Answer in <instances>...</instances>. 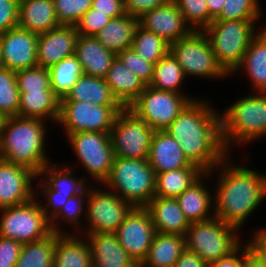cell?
I'll list each match as a JSON object with an SVG mask.
<instances>
[{
  "label": "cell",
  "instance_id": "1",
  "mask_svg": "<svg viewBox=\"0 0 266 267\" xmlns=\"http://www.w3.org/2000/svg\"><path fill=\"white\" fill-rule=\"evenodd\" d=\"M211 102L209 98L196 97L164 130L179 143L187 160L204 173L229 155L222 140L221 110Z\"/></svg>",
  "mask_w": 266,
  "mask_h": 267
},
{
  "label": "cell",
  "instance_id": "2",
  "mask_svg": "<svg viewBox=\"0 0 266 267\" xmlns=\"http://www.w3.org/2000/svg\"><path fill=\"white\" fill-rule=\"evenodd\" d=\"M233 160L229 154L208 174L213 179L218 177L212 189L215 217L241 230L249 216L264 203L266 173L248 167L245 162L236 165Z\"/></svg>",
  "mask_w": 266,
  "mask_h": 267
},
{
  "label": "cell",
  "instance_id": "3",
  "mask_svg": "<svg viewBox=\"0 0 266 267\" xmlns=\"http://www.w3.org/2000/svg\"><path fill=\"white\" fill-rule=\"evenodd\" d=\"M47 126L43 119L7 117L0 135L2 160L27 167L38 175L45 165L53 162L45 148Z\"/></svg>",
  "mask_w": 266,
  "mask_h": 267
},
{
  "label": "cell",
  "instance_id": "4",
  "mask_svg": "<svg viewBox=\"0 0 266 267\" xmlns=\"http://www.w3.org/2000/svg\"><path fill=\"white\" fill-rule=\"evenodd\" d=\"M222 140L226 151L244 147L266 137V94L253 92L238 98L220 112Z\"/></svg>",
  "mask_w": 266,
  "mask_h": 267
},
{
  "label": "cell",
  "instance_id": "5",
  "mask_svg": "<svg viewBox=\"0 0 266 267\" xmlns=\"http://www.w3.org/2000/svg\"><path fill=\"white\" fill-rule=\"evenodd\" d=\"M103 186L133 207H145L155 194L156 173L147 159L115 156L110 174Z\"/></svg>",
  "mask_w": 266,
  "mask_h": 267
},
{
  "label": "cell",
  "instance_id": "6",
  "mask_svg": "<svg viewBox=\"0 0 266 267\" xmlns=\"http://www.w3.org/2000/svg\"><path fill=\"white\" fill-rule=\"evenodd\" d=\"M261 20H213L203 32L208 37L214 55L230 75L241 63L247 47L260 29ZM256 24V25H255Z\"/></svg>",
  "mask_w": 266,
  "mask_h": 267
},
{
  "label": "cell",
  "instance_id": "7",
  "mask_svg": "<svg viewBox=\"0 0 266 267\" xmlns=\"http://www.w3.org/2000/svg\"><path fill=\"white\" fill-rule=\"evenodd\" d=\"M238 231V228L216 217L193 222L185 234L186 249L198 254L209 265L229 256L243 244Z\"/></svg>",
  "mask_w": 266,
  "mask_h": 267
},
{
  "label": "cell",
  "instance_id": "8",
  "mask_svg": "<svg viewBox=\"0 0 266 267\" xmlns=\"http://www.w3.org/2000/svg\"><path fill=\"white\" fill-rule=\"evenodd\" d=\"M170 53L182 67L187 79L191 76L198 80H224L230 77L218 63L210 41L203 31L193 30L188 36L170 44Z\"/></svg>",
  "mask_w": 266,
  "mask_h": 267
},
{
  "label": "cell",
  "instance_id": "9",
  "mask_svg": "<svg viewBox=\"0 0 266 267\" xmlns=\"http://www.w3.org/2000/svg\"><path fill=\"white\" fill-rule=\"evenodd\" d=\"M65 137L75 153L77 162L85 169V180L88 182L89 177L103 185L115 158L110 133L76 132Z\"/></svg>",
  "mask_w": 266,
  "mask_h": 267
},
{
  "label": "cell",
  "instance_id": "10",
  "mask_svg": "<svg viewBox=\"0 0 266 267\" xmlns=\"http://www.w3.org/2000/svg\"><path fill=\"white\" fill-rule=\"evenodd\" d=\"M99 187L88 186L85 227L78 234L115 233L134 208L112 190Z\"/></svg>",
  "mask_w": 266,
  "mask_h": 267
},
{
  "label": "cell",
  "instance_id": "11",
  "mask_svg": "<svg viewBox=\"0 0 266 267\" xmlns=\"http://www.w3.org/2000/svg\"><path fill=\"white\" fill-rule=\"evenodd\" d=\"M0 237L23 244L38 241L53 231L38 200L0 209Z\"/></svg>",
  "mask_w": 266,
  "mask_h": 267
},
{
  "label": "cell",
  "instance_id": "12",
  "mask_svg": "<svg viewBox=\"0 0 266 267\" xmlns=\"http://www.w3.org/2000/svg\"><path fill=\"white\" fill-rule=\"evenodd\" d=\"M196 99L190 94L162 91L146 86L139 97L128 107L154 131H164L185 106Z\"/></svg>",
  "mask_w": 266,
  "mask_h": 267
},
{
  "label": "cell",
  "instance_id": "13",
  "mask_svg": "<svg viewBox=\"0 0 266 267\" xmlns=\"http://www.w3.org/2000/svg\"><path fill=\"white\" fill-rule=\"evenodd\" d=\"M123 106H100L91 102L60 101L57 124L63 134L76 132L110 133L117 114Z\"/></svg>",
  "mask_w": 266,
  "mask_h": 267
},
{
  "label": "cell",
  "instance_id": "14",
  "mask_svg": "<svg viewBox=\"0 0 266 267\" xmlns=\"http://www.w3.org/2000/svg\"><path fill=\"white\" fill-rule=\"evenodd\" d=\"M154 130L131 110L117 114L110 138L114 155L121 158L148 159Z\"/></svg>",
  "mask_w": 266,
  "mask_h": 267
},
{
  "label": "cell",
  "instance_id": "15",
  "mask_svg": "<svg viewBox=\"0 0 266 267\" xmlns=\"http://www.w3.org/2000/svg\"><path fill=\"white\" fill-rule=\"evenodd\" d=\"M155 232L149 212L144 207H134L115 234L120 245L140 265L148 254Z\"/></svg>",
  "mask_w": 266,
  "mask_h": 267
},
{
  "label": "cell",
  "instance_id": "16",
  "mask_svg": "<svg viewBox=\"0 0 266 267\" xmlns=\"http://www.w3.org/2000/svg\"><path fill=\"white\" fill-rule=\"evenodd\" d=\"M37 174L22 165L0 161V209L19 206L35 197Z\"/></svg>",
  "mask_w": 266,
  "mask_h": 267
},
{
  "label": "cell",
  "instance_id": "17",
  "mask_svg": "<svg viewBox=\"0 0 266 267\" xmlns=\"http://www.w3.org/2000/svg\"><path fill=\"white\" fill-rule=\"evenodd\" d=\"M38 35L19 27L0 34V48L4 67L13 71L38 66Z\"/></svg>",
  "mask_w": 266,
  "mask_h": 267
},
{
  "label": "cell",
  "instance_id": "18",
  "mask_svg": "<svg viewBox=\"0 0 266 267\" xmlns=\"http://www.w3.org/2000/svg\"><path fill=\"white\" fill-rule=\"evenodd\" d=\"M139 25L172 44L188 36L193 30L186 23L174 0L144 13Z\"/></svg>",
  "mask_w": 266,
  "mask_h": 267
},
{
  "label": "cell",
  "instance_id": "19",
  "mask_svg": "<svg viewBox=\"0 0 266 267\" xmlns=\"http://www.w3.org/2000/svg\"><path fill=\"white\" fill-rule=\"evenodd\" d=\"M78 37L76 26L60 25L37 39L38 66L49 68L66 57L74 55L75 43Z\"/></svg>",
  "mask_w": 266,
  "mask_h": 267
},
{
  "label": "cell",
  "instance_id": "20",
  "mask_svg": "<svg viewBox=\"0 0 266 267\" xmlns=\"http://www.w3.org/2000/svg\"><path fill=\"white\" fill-rule=\"evenodd\" d=\"M209 179V180H208ZM213 181L208 173H204L189 188L176 197L179 207L190 223L203 222L215 217L214 192L206 183Z\"/></svg>",
  "mask_w": 266,
  "mask_h": 267
},
{
  "label": "cell",
  "instance_id": "21",
  "mask_svg": "<svg viewBox=\"0 0 266 267\" xmlns=\"http://www.w3.org/2000/svg\"><path fill=\"white\" fill-rule=\"evenodd\" d=\"M88 241L92 267H139L120 245L115 233L80 234Z\"/></svg>",
  "mask_w": 266,
  "mask_h": 267
},
{
  "label": "cell",
  "instance_id": "22",
  "mask_svg": "<svg viewBox=\"0 0 266 267\" xmlns=\"http://www.w3.org/2000/svg\"><path fill=\"white\" fill-rule=\"evenodd\" d=\"M147 160L156 174L192 165L179 143L166 131L154 132Z\"/></svg>",
  "mask_w": 266,
  "mask_h": 267
},
{
  "label": "cell",
  "instance_id": "23",
  "mask_svg": "<svg viewBox=\"0 0 266 267\" xmlns=\"http://www.w3.org/2000/svg\"><path fill=\"white\" fill-rule=\"evenodd\" d=\"M144 208L149 212L156 232L185 236L191 223L176 198L154 196Z\"/></svg>",
  "mask_w": 266,
  "mask_h": 267
},
{
  "label": "cell",
  "instance_id": "24",
  "mask_svg": "<svg viewBox=\"0 0 266 267\" xmlns=\"http://www.w3.org/2000/svg\"><path fill=\"white\" fill-rule=\"evenodd\" d=\"M74 55L81 63L84 74L105 78L116 55L106 49L95 36L78 35Z\"/></svg>",
  "mask_w": 266,
  "mask_h": 267
},
{
  "label": "cell",
  "instance_id": "25",
  "mask_svg": "<svg viewBox=\"0 0 266 267\" xmlns=\"http://www.w3.org/2000/svg\"><path fill=\"white\" fill-rule=\"evenodd\" d=\"M242 70V71H241ZM244 73L251 82L252 92L266 91V27L252 39L241 63L230 74Z\"/></svg>",
  "mask_w": 266,
  "mask_h": 267
},
{
  "label": "cell",
  "instance_id": "26",
  "mask_svg": "<svg viewBox=\"0 0 266 267\" xmlns=\"http://www.w3.org/2000/svg\"><path fill=\"white\" fill-rule=\"evenodd\" d=\"M58 26L53 0H19V28L39 35Z\"/></svg>",
  "mask_w": 266,
  "mask_h": 267
},
{
  "label": "cell",
  "instance_id": "27",
  "mask_svg": "<svg viewBox=\"0 0 266 267\" xmlns=\"http://www.w3.org/2000/svg\"><path fill=\"white\" fill-rule=\"evenodd\" d=\"M53 267H92L91 251L85 236L56 233Z\"/></svg>",
  "mask_w": 266,
  "mask_h": 267
},
{
  "label": "cell",
  "instance_id": "28",
  "mask_svg": "<svg viewBox=\"0 0 266 267\" xmlns=\"http://www.w3.org/2000/svg\"><path fill=\"white\" fill-rule=\"evenodd\" d=\"M104 79L124 108H128L146 88L143 81L129 71L117 57Z\"/></svg>",
  "mask_w": 266,
  "mask_h": 267
},
{
  "label": "cell",
  "instance_id": "29",
  "mask_svg": "<svg viewBox=\"0 0 266 267\" xmlns=\"http://www.w3.org/2000/svg\"><path fill=\"white\" fill-rule=\"evenodd\" d=\"M53 163V164H52ZM55 163V164H54ZM50 162L45 165L38 174L53 190L56 195L75 196L82 193L90 183L83 176L80 178L73 175L77 168L75 164ZM72 165L73 167H70Z\"/></svg>",
  "mask_w": 266,
  "mask_h": 267
},
{
  "label": "cell",
  "instance_id": "30",
  "mask_svg": "<svg viewBox=\"0 0 266 267\" xmlns=\"http://www.w3.org/2000/svg\"><path fill=\"white\" fill-rule=\"evenodd\" d=\"M185 249V236L155 232L148 254L139 267H174Z\"/></svg>",
  "mask_w": 266,
  "mask_h": 267
},
{
  "label": "cell",
  "instance_id": "31",
  "mask_svg": "<svg viewBox=\"0 0 266 267\" xmlns=\"http://www.w3.org/2000/svg\"><path fill=\"white\" fill-rule=\"evenodd\" d=\"M139 18L125 14L112 18L111 21L96 35L95 38L109 51L117 55L132 47V41Z\"/></svg>",
  "mask_w": 266,
  "mask_h": 267
},
{
  "label": "cell",
  "instance_id": "32",
  "mask_svg": "<svg viewBox=\"0 0 266 267\" xmlns=\"http://www.w3.org/2000/svg\"><path fill=\"white\" fill-rule=\"evenodd\" d=\"M60 101H82L100 106H122L113 95L104 78L86 74L81 75L71 92Z\"/></svg>",
  "mask_w": 266,
  "mask_h": 267
},
{
  "label": "cell",
  "instance_id": "33",
  "mask_svg": "<svg viewBox=\"0 0 266 267\" xmlns=\"http://www.w3.org/2000/svg\"><path fill=\"white\" fill-rule=\"evenodd\" d=\"M18 116L57 123L60 100L53 92H19Z\"/></svg>",
  "mask_w": 266,
  "mask_h": 267
},
{
  "label": "cell",
  "instance_id": "34",
  "mask_svg": "<svg viewBox=\"0 0 266 267\" xmlns=\"http://www.w3.org/2000/svg\"><path fill=\"white\" fill-rule=\"evenodd\" d=\"M204 172L195 165L170 170L156 174V189L154 196L161 198H176L184 190L196 182Z\"/></svg>",
  "mask_w": 266,
  "mask_h": 267
},
{
  "label": "cell",
  "instance_id": "35",
  "mask_svg": "<svg viewBox=\"0 0 266 267\" xmlns=\"http://www.w3.org/2000/svg\"><path fill=\"white\" fill-rule=\"evenodd\" d=\"M186 80L182 67L169 52L154 65L153 78L149 86L156 90L189 94L184 92L182 86Z\"/></svg>",
  "mask_w": 266,
  "mask_h": 267
},
{
  "label": "cell",
  "instance_id": "36",
  "mask_svg": "<svg viewBox=\"0 0 266 267\" xmlns=\"http://www.w3.org/2000/svg\"><path fill=\"white\" fill-rule=\"evenodd\" d=\"M51 89L62 100L72 90L77 80L84 74L81 63L75 55L64 58L48 68Z\"/></svg>",
  "mask_w": 266,
  "mask_h": 267
},
{
  "label": "cell",
  "instance_id": "37",
  "mask_svg": "<svg viewBox=\"0 0 266 267\" xmlns=\"http://www.w3.org/2000/svg\"><path fill=\"white\" fill-rule=\"evenodd\" d=\"M87 198L88 187L82 193L69 198L59 213L50 221L52 231L59 234L79 233L84 228ZM62 222L67 225L69 224L68 227L70 228L72 226V230L67 232L66 229H63Z\"/></svg>",
  "mask_w": 266,
  "mask_h": 267
},
{
  "label": "cell",
  "instance_id": "38",
  "mask_svg": "<svg viewBox=\"0 0 266 267\" xmlns=\"http://www.w3.org/2000/svg\"><path fill=\"white\" fill-rule=\"evenodd\" d=\"M56 233L23 244L15 267H53Z\"/></svg>",
  "mask_w": 266,
  "mask_h": 267
},
{
  "label": "cell",
  "instance_id": "39",
  "mask_svg": "<svg viewBox=\"0 0 266 267\" xmlns=\"http://www.w3.org/2000/svg\"><path fill=\"white\" fill-rule=\"evenodd\" d=\"M132 49L143 59L154 65L170 52V44L155 33L137 26Z\"/></svg>",
  "mask_w": 266,
  "mask_h": 267
},
{
  "label": "cell",
  "instance_id": "40",
  "mask_svg": "<svg viewBox=\"0 0 266 267\" xmlns=\"http://www.w3.org/2000/svg\"><path fill=\"white\" fill-rule=\"evenodd\" d=\"M19 97L16 71L2 68L0 70V112L6 117L18 116Z\"/></svg>",
  "mask_w": 266,
  "mask_h": 267
},
{
  "label": "cell",
  "instance_id": "41",
  "mask_svg": "<svg viewBox=\"0 0 266 267\" xmlns=\"http://www.w3.org/2000/svg\"><path fill=\"white\" fill-rule=\"evenodd\" d=\"M19 92H53L48 68L35 66L16 71Z\"/></svg>",
  "mask_w": 266,
  "mask_h": 267
},
{
  "label": "cell",
  "instance_id": "42",
  "mask_svg": "<svg viewBox=\"0 0 266 267\" xmlns=\"http://www.w3.org/2000/svg\"><path fill=\"white\" fill-rule=\"evenodd\" d=\"M259 0H225L220 15L214 20H260L263 14Z\"/></svg>",
  "mask_w": 266,
  "mask_h": 267
},
{
  "label": "cell",
  "instance_id": "43",
  "mask_svg": "<svg viewBox=\"0 0 266 267\" xmlns=\"http://www.w3.org/2000/svg\"><path fill=\"white\" fill-rule=\"evenodd\" d=\"M186 23L194 31L209 26V10L206 0H174Z\"/></svg>",
  "mask_w": 266,
  "mask_h": 267
},
{
  "label": "cell",
  "instance_id": "44",
  "mask_svg": "<svg viewBox=\"0 0 266 267\" xmlns=\"http://www.w3.org/2000/svg\"><path fill=\"white\" fill-rule=\"evenodd\" d=\"M35 198L38 200L41 209L43 210L46 217L51 221L62 209L63 205L66 201L73 196H62L56 195V191L53 190L39 175L36 176L35 179ZM45 198L44 200H39L38 198ZM44 201V202H43Z\"/></svg>",
  "mask_w": 266,
  "mask_h": 267
},
{
  "label": "cell",
  "instance_id": "45",
  "mask_svg": "<svg viewBox=\"0 0 266 267\" xmlns=\"http://www.w3.org/2000/svg\"><path fill=\"white\" fill-rule=\"evenodd\" d=\"M60 25H76L90 8L92 0H53Z\"/></svg>",
  "mask_w": 266,
  "mask_h": 267
},
{
  "label": "cell",
  "instance_id": "46",
  "mask_svg": "<svg viewBox=\"0 0 266 267\" xmlns=\"http://www.w3.org/2000/svg\"><path fill=\"white\" fill-rule=\"evenodd\" d=\"M116 57L129 71L137 75L146 86H149L153 78V63L141 58L132 47L119 52Z\"/></svg>",
  "mask_w": 266,
  "mask_h": 267
},
{
  "label": "cell",
  "instance_id": "47",
  "mask_svg": "<svg viewBox=\"0 0 266 267\" xmlns=\"http://www.w3.org/2000/svg\"><path fill=\"white\" fill-rule=\"evenodd\" d=\"M111 19L107 14L96 12V9L90 8L75 25L77 33L83 36H95Z\"/></svg>",
  "mask_w": 266,
  "mask_h": 267
},
{
  "label": "cell",
  "instance_id": "48",
  "mask_svg": "<svg viewBox=\"0 0 266 267\" xmlns=\"http://www.w3.org/2000/svg\"><path fill=\"white\" fill-rule=\"evenodd\" d=\"M19 0H0V34L18 27Z\"/></svg>",
  "mask_w": 266,
  "mask_h": 267
},
{
  "label": "cell",
  "instance_id": "49",
  "mask_svg": "<svg viewBox=\"0 0 266 267\" xmlns=\"http://www.w3.org/2000/svg\"><path fill=\"white\" fill-rule=\"evenodd\" d=\"M254 232V233H253ZM249 240H243L250 250V254L266 267V228L258 227L253 230Z\"/></svg>",
  "mask_w": 266,
  "mask_h": 267
},
{
  "label": "cell",
  "instance_id": "50",
  "mask_svg": "<svg viewBox=\"0 0 266 267\" xmlns=\"http://www.w3.org/2000/svg\"><path fill=\"white\" fill-rule=\"evenodd\" d=\"M21 247L16 240L0 237V267H15Z\"/></svg>",
  "mask_w": 266,
  "mask_h": 267
},
{
  "label": "cell",
  "instance_id": "51",
  "mask_svg": "<svg viewBox=\"0 0 266 267\" xmlns=\"http://www.w3.org/2000/svg\"><path fill=\"white\" fill-rule=\"evenodd\" d=\"M171 0H124L126 14L140 18L144 13L162 6Z\"/></svg>",
  "mask_w": 266,
  "mask_h": 267
},
{
  "label": "cell",
  "instance_id": "52",
  "mask_svg": "<svg viewBox=\"0 0 266 267\" xmlns=\"http://www.w3.org/2000/svg\"><path fill=\"white\" fill-rule=\"evenodd\" d=\"M249 254L248 245L243 242L232 254L210 263L207 267H244V260Z\"/></svg>",
  "mask_w": 266,
  "mask_h": 267
},
{
  "label": "cell",
  "instance_id": "53",
  "mask_svg": "<svg viewBox=\"0 0 266 267\" xmlns=\"http://www.w3.org/2000/svg\"><path fill=\"white\" fill-rule=\"evenodd\" d=\"M91 8L96 9V12L105 13L111 18L126 14L124 0H92Z\"/></svg>",
  "mask_w": 266,
  "mask_h": 267
},
{
  "label": "cell",
  "instance_id": "54",
  "mask_svg": "<svg viewBox=\"0 0 266 267\" xmlns=\"http://www.w3.org/2000/svg\"><path fill=\"white\" fill-rule=\"evenodd\" d=\"M174 267H207V264L198 254L185 249L176 261Z\"/></svg>",
  "mask_w": 266,
  "mask_h": 267
},
{
  "label": "cell",
  "instance_id": "55",
  "mask_svg": "<svg viewBox=\"0 0 266 267\" xmlns=\"http://www.w3.org/2000/svg\"><path fill=\"white\" fill-rule=\"evenodd\" d=\"M209 10V25L223 10L225 0H206Z\"/></svg>",
  "mask_w": 266,
  "mask_h": 267
},
{
  "label": "cell",
  "instance_id": "56",
  "mask_svg": "<svg viewBox=\"0 0 266 267\" xmlns=\"http://www.w3.org/2000/svg\"><path fill=\"white\" fill-rule=\"evenodd\" d=\"M244 267H265L251 254H249L244 260Z\"/></svg>",
  "mask_w": 266,
  "mask_h": 267
},
{
  "label": "cell",
  "instance_id": "57",
  "mask_svg": "<svg viewBox=\"0 0 266 267\" xmlns=\"http://www.w3.org/2000/svg\"><path fill=\"white\" fill-rule=\"evenodd\" d=\"M6 119H7V117L2 112H0V135H1V132L4 128V124H5Z\"/></svg>",
  "mask_w": 266,
  "mask_h": 267
},
{
  "label": "cell",
  "instance_id": "58",
  "mask_svg": "<svg viewBox=\"0 0 266 267\" xmlns=\"http://www.w3.org/2000/svg\"><path fill=\"white\" fill-rule=\"evenodd\" d=\"M4 68V64H3V61H2V54H1V48H0V70Z\"/></svg>",
  "mask_w": 266,
  "mask_h": 267
}]
</instances>
